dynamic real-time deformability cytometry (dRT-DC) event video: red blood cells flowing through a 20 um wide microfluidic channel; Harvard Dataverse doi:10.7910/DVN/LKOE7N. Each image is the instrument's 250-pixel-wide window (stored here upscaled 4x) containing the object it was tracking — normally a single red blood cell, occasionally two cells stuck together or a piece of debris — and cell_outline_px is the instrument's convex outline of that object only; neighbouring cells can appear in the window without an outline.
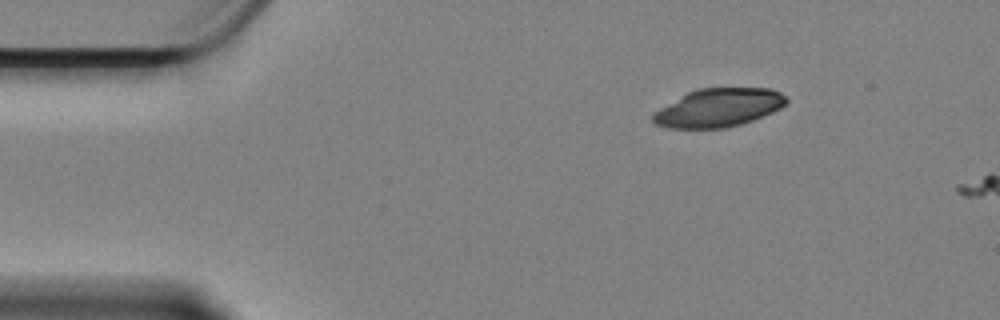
{"species": "Egyptian fruit bat (a non-hibernating species)", "species_latin": "Rousettus aegyptiacus", "temperature_condition": "cold", "stored_images_in_passage": 3, "camera_frame_rate_fps": 3000, "um_per_image_px": 0.085, "animal": {"sex": "female"}, "frame": {"image": 1, "passage_image": 1, "time_ms": 0.0, "image_size_px": [1000, 320], "cell_outline_px": [[788, 104], [772, 112], [752, 120], [740, 124], [724, 128], [668, 128], [652, 124], [652, 112], [688, 92], [696, 88], [772, 88], [780, 92], [788, 100]], "centroid_in_image_um": [61.05, 9.15], "position_along_channel_um": 24.0, "area_um2": 29.94}}